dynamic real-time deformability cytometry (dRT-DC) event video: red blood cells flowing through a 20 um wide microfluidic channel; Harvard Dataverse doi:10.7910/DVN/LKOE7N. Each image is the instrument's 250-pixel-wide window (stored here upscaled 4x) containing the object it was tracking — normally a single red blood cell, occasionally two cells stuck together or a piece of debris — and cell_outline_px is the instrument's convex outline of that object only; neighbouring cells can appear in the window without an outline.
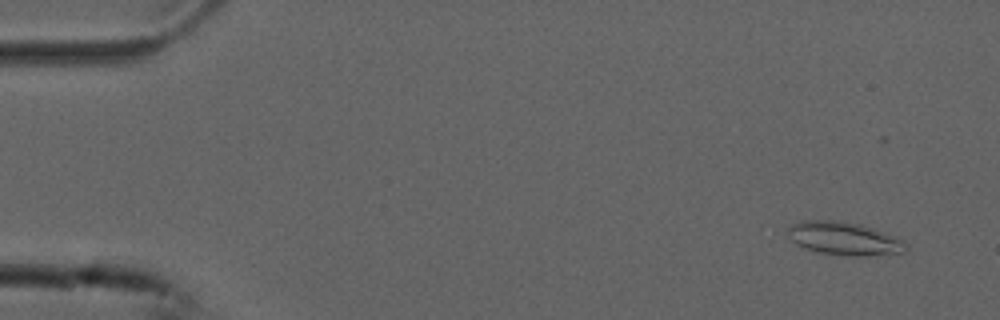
{"species": "common noctule bat (a hibernating species)", "species_latin": "Nyctalus noctula", "temperature_condition": "cold", "stored_images_in_passage": 23, "camera_frame_rate_fps": 3000, "um_per_image_px": 0.085, "animal": {"sex": "male", "forearm_length_mm": 52.5}, "frame": {"image": 1, "passage_image": 4, "time_ms": 1.0, "image_size_px": [1000, 320], "cell_outline_px": [[908, 252], [864, 256], [852, 256], [816, 252], [804, 248], [796, 244], [788, 236], [788, 228], [792, 224], [800, 220], [832, 220], [860, 224], [872, 228], [904, 240], [908, 244]], "centroid_in_image_um": [71.76, 20.28], "position_along_channel_um": 13.2, "area_um2": 22.95}}
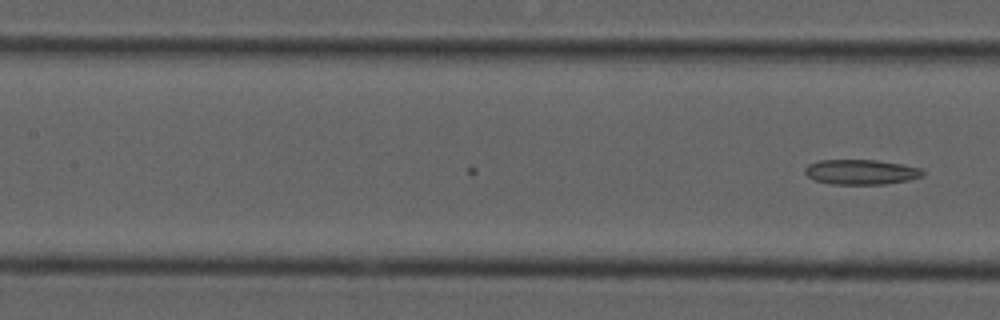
{"frame": {"image": 2, "passage_image": 23, "time_ms": 7.333, "image_size_px": [1000, 320], "cell_outline_px": [[924, 176], [908, 180], [884, 184], [832, 184], [816, 180], [808, 176], [804, 172], [804, 168], [808, 164], [820, 160], [876, 160], [900, 164], [920, 168], [924, 172]], "centroid_in_image_um": [73.18, 14.62], "position_along_channel_um": 134.2, "area_um2": 17.05}}